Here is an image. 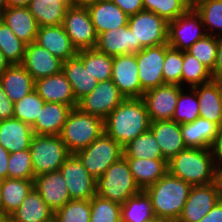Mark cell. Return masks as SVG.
Instances as JSON below:
<instances>
[{"label":"cell","instance_id":"cell-1","mask_svg":"<svg viewBox=\"0 0 222 222\" xmlns=\"http://www.w3.org/2000/svg\"><path fill=\"white\" fill-rule=\"evenodd\" d=\"M150 118L141 98H125L105 119L104 132L122 147L150 129Z\"/></svg>","mask_w":222,"mask_h":222},{"label":"cell","instance_id":"cell-2","mask_svg":"<svg viewBox=\"0 0 222 222\" xmlns=\"http://www.w3.org/2000/svg\"><path fill=\"white\" fill-rule=\"evenodd\" d=\"M191 185L168 172L144 191L151 199L156 217L176 222L188 198Z\"/></svg>","mask_w":222,"mask_h":222},{"label":"cell","instance_id":"cell-3","mask_svg":"<svg viewBox=\"0 0 222 222\" xmlns=\"http://www.w3.org/2000/svg\"><path fill=\"white\" fill-rule=\"evenodd\" d=\"M168 173L191 186L215 182L216 167L211 149L189 148L182 150L167 162Z\"/></svg>","mask_w":222,"mask_h":222},{"label":"cell","instance_id":"cell-4","mask_svg":"<svg viewBox=\"0 0 222 222\" xmlns=\"http://www.w3.org/2000/svg\"><path fill=\"white\" fill-rule=\"evenodd\" d=\"M104 132V120L95 115L73 108L63 125L60 138L67 150L75 152L88 147Z\"/></svg>","mask_w":222,"mask_h":222},{"label":"cell","instance_id":"cell-5","mask_svg":"<svg viewBox=\"0 0 222 222\" xmlns=\"http://www.w3.org/2000/svg\"><path fill=\"white\" fill-rule=\"evenodd\" d=\"M140 191L124 155L96 180V195L120 205Z\"/></svg>","mask_w":222,"mask_h":222},{"label":"cell","instance_id":"cell-6","mask_svg":"<svg viewBox=\"0 0 222 222\" xmlns=\"http://www.w3.org/2000/svg\"><path fill=\"white\" fill-rule=\"evenodd\" d=\"M29 151L35 177L59 170L71 155L59 135L34 134Z\"/></svg>","mask_w":222,"mask_h":222},{"label":"cell","instance_id":"cell-7","mask_svg":"<svg viewBox=\"0 0 222 222\" xmlns=\"http://www.w3.org/2000/svg\"><path fill=\"white\" fill-rule=\"evenodd\" d=\"M94 179L101 177L105 171L123 156V147L103 132L88 147L74 153Z\"/></svg>","mask_w":222,"mask_h":222},{"label":"cell","instance_id":"cell-8","mask_svg":"<svg viewBox=\"0 0 222 222\" xmlns=\"http://www.w3.org/2000/svg\"><path fill=\"white\" fill-rule=\"evenodd\" d=\"M128 27L135 37V53L145 47L167 44L168 22L157 14L142 10L129 16Z\"/></svg>","mask_w":222,"mask_h":222},{"label":"cell","instance_id":"cell-9","mask_svg":"<svg viewBox=\"0 0 222 222\" xmlns=\"http://www.w3.org/2000/svg\"><path fill=\"white\" fill-rule=\"evenodd\" d=\"M62 25L77 51L95 48L98 35L87 7L70 5Z\"/></svg>","mask_w":222,"mask_h":222},{"label":"cell","instance_id":"cell-10","mask_svg":"<svg viewBox=\"0 0 222 222\" xmlns=\"http://www.w3.org/2000/svg\"><path fill=\"white\" fill-rule=\"evenodd\" d=\"M206 35L207 32L196 10H188L174 21L168 22L167 44L174 49L186 51Z\"/></svg>","mask_w":222,"mask_h":222},{"label":"cell","instance_id":"cell-11","mask_svg":"<svg viewBox=\"0 0 222 222\" xmlns=\"http://www.w3.org/2000/svg\"><path fill=\"white\" fill-rule=\"evenodd\" d=\"M125 99L112 79L100 81L92 92L78 101L77 108L103 120Z\"/></svg>","mask_w":222,"mask_h":222},{"label":"cell","instance_id":"cell-12","mask_svg":"<svg viewBox=\"0 0 222 222\" xmlns=\"http://www.w3.org/2000/svg\"><path fill=\"white\" fill-rule=\"evenodd\" d=\"M71 200H90L96 195V179H94L80 160L71 154L60 167Z\"/></svg>","mask_w":222,"mask_h":222},{"label":"cell","instance_id":"cell-13","mask_svg":"<svg viewBox=\"0 0 222 222\" xmlns=\"http://www.w3.org/2000/svg\"><path fill=\"white\" fill-rule=\"evenodd\" d=\"M221 198L216 182L192 186L176 222H199Z\"/></svg>","mask_w":222,"mask_h":222},{"label":"cell","instance_id":"cell-14","mask_svg":"<svg viewBox=\"0 0 222 222\" xmlns=\"http://www.w3.org/2000/svg\"><path fill=\"white\" fill-rule=\"evenodd\" d=\"M135 55L142 89L146 92L165 85L162 72L165 60V44L145 47Z\"/></svg>","mask_w":222,"mask_h":222},{"label":"cell","instance_id":"cell-15","mask_svg":"<svg viewBox=\"0 0 222 222\" xmlns=\"http://www.w3.org/2000/svg\"><path fill=\"white\" fill-rule=\"evenodd\" d=\"M184 87L165 84L147 90L142 95L150 121L172 120L180 91Z\"/></svg>","mask_w":222,"mask_h":222},{"label":"cell","instance_id":"cell-16","mask_svg":"<svg viewBox=\"0 0 222 222\" xmlns=\"http://www.w3.org/2000/svg\"><path fill=\"white\" fill-rule=\"evenodd\" d=\"M137 66L135 54L113 57L111 79L125 98H141L145 92L140 84Z\"/></svg>","mask_w":222,"mask_h":222},{"label":"cell","instance_id":"cell-17","mask_svg":"<svg viewBox=\"0 0 222 222\" xmlns=\"http://www.w3.org/2000/svg\"><path fill=\"white\" fill-rule=\"evenodd\" d=\"M62 64V60L35 42L26 45L24 58L21 63L35 81L60 73L62 71Z\"/></svg>","mask_w":222,"mask_h":222},{"label":"cell","instance_id":"cell-18","mask_svg":"<svg viewBox=\"0 0 222 222\" xmlns=\"http://www.w3.org/2000/svg\"><path fill=\"white\" fill-rule=\"evenodd\" d=\"M34 188L54 212L71 200L60 170L35 177Z\"/></svg>","mask_w":222,"mask_h":222},{"label":"cell","instance_id":"cell-19","mask_svg":"<svg viewBox=\"0 0 222 222\" xmlns=\"http://www.w3.org/2000/svg\"><path fill=\"white\" fill-rule=\"evenodd\" d=\"M34 90L45 102L66 104L72 109L77 107L72 87L62 71L36 80Z\"/></svg>","mask_w":222,"mask_h":222},{"label":"cell","instance_id":"cell-20","mask_svg":"<svg viewBox=\"0 0 222 222\" xmlns=\"http://www.w3.org/2000/svg\"><path fill=\"white\" fill-rule=\"evenodd\" d=\"M150 130L160 147L163 159L167 162L187 148L183 141L181 124L173 120L152 121Z\"/></svg>","mask_w":222,"mask_h":222},{"label":"cell","instance_id":"cell-21","mask_svg":"<svg viewBox=\"0 0 222 222\" xmlns=\"http://www.w3.org/2000/svg\"><path fill=\"white\" fill-rule=\"evenodd\" d=\"M35 43L46 48L62 61L76 56L78 52L65 32L63 25L39 27Z\"/></svg>","mask_w":222,"mask_h":222},{"label":"cell","instance_id":"cell-22","mask_svg":"<svg viewBox=\"0 0 222 222\" xmlns=\"http://www.w3.org/2000/svg\"><path fill=\"white\" fill-rule=\"evenodd\" d=\"M97 35L128 25L129 16L114 2L98 0L87 6Z\"/></svg>","mask_w":222,"mask_h":222},{"label":"cell","instance_id":"cell-23","mask_svg":"<svg viewBox=\"0 0 222 222\" xmlns=\"http://www.w3.org/2000/svg\"><path fill=\"white\" fill-rule=\"evenodd\" d=\"M199 103V117L222 127L221 82L211 80L192 87Z\"/></svg>","mask_w":222,"mask_h":222},{"label":"cell","instance_id":"cell-24","mask_svg":"<svg viewBox=\"0 0 222 222\" xmlns=\"http://www.w3.org/2000/svg\"><path fill=\"white\" fill-rule=\"evenodd\" d=\"M33 136L32 127L17 118L0 121V144L10 154L28 150Z\"/></svg>","mask_w":222,"mask_h":222},{"label":"cell","instance_id":"cell-25","mask_svg":"<svg viewBox=\"0 0 222 222\" xmlns=\"http://www.w3.org/2000/svg\"><path fill=\"white\" fill-rule=\"evenodd\" d=\"M2 21L26 45L35 42L38 24L28 7H7L2 12Z\"/></svg>","mask_w":222,"mask_h":222},{"label":"cell","instance_id":"cell-26","mask_svg":"<svg viewBox=\"0 0 222 222\" xmlns=\"http://www.w3.org/2000/svg\"><path fill=\"white\" fill-rule=\"evenodd\" d=\"M95 49L109 56L135 54V37L127 26L100 33Z\"/></svg>","mask_w":222,"mask_h":222},{"label":"cell","instance_id":"cell-27","mask_svg":"<svg viewBox=\"0 0 222 222\" xmlns=\"http://www.w3.org/2000/svg\"><path fill=\"white\" fill-rule=\"evenodd\" d=\"M8 222H54V211L33 188L21 205L8 217Z\"/></svg>","mask_w":222,"mask_h":222},{"label":"cell","instance_id":"cell-28","mask_svg":"<svg viewBox=\"0 0 222 222\" xmlns=\"http://www.w3.org/2000/svg\"><path fill=\"white\" fill-rule=\"evenodd\" d=\"M72 108L66 104L45 102L40 113L31 126L37 135H60Z\"/></svg>","mask_w":222,"mask_h":222},{"label":"cell","instance_id":"cell-29","mask_svg":"<svg viewBox=\"0 0 222 222\" xmlns=\"http://www.w3.org/2000/svg\"><path fill=\"white\" fill-rule=\"evenodd\" d=\"M62 72L69 81L77 102L90 94L99 82L88 68L84 67L83 61L77 55L63 61Z\"/></svg>","mask_w":222,"mask_h":222},{"label":"cell","instance_id":"cell-30","mask_svg":"<svg viewBox=\"0 0 222 222\" xmlns=\"http://www.w3.org/2000/svg\"><path fill=\"white\" fill-rule=\"evenodd\" d=\"M0 80L5 94L16 103L32 92L35 80L21 64L10 65L1 75Z\"/></svg>","mask_w":222,"mask_h":222},{"label":"cell","instance_id":"cell-31","mask_svg":"<svg viewBox=\"0 0 222 222\" xmlns=\"http://www.w3.org/2000/svg\"><path fill=\"white\" fill-rule=\"evenodd\" d=\"M126 159L134 181L140 190H145L153 185L168 172L167 161L165 159Z\"/></svg>","mask_w":222,"mask_h":222},{"label":"cell","instance_id":"cell-32","mask_svg":"<svg viewBox=\"0 0 222 222\" xmlns=\"http://www.w3.org/2000/svg\"><path fill=\"white\" fill-rule=\"evenodd\" d=\"M218 129L217 124L201 117L191 123L181 124L183 141L189 148L210 149Z\"/></svg>","mask_w":222,"mask_h":222},{"label":"cell","instance_id":"cell-33","mask_svg":"<svg viewBox=\"0 0 222 222\" xmlns=\"http://www.w3.org/2000/svg\"><path fill=\"white\" fill-rule=\"evenodd\" d=\"M34 188V180L6 178L1 180L3 222L21 205Z\"/></svg>","mask_w":222,"mask_h":222},{"label":"cell","instance_id":"cell-34","mask_svg":"<svg viewBox=\"0 0 222 222\" xmlns=\"http://www.w3.org/2000/svg\"><path fill=\"white\" fill-rule=\"evenodd\" d=\"M70 0H31L28 8L39 27L62 25Z\"/></svg>","mask_w":222,"mask_h":222},{"label":"cell","instance_id":"cell-35","mask_svg":"<svg viewBox=\"0 0 222 222\" xmlns=\"http://www.w3.org/2000/svg\"><path fill=\"white\" fill-rule=\"evenodd\" d=\"M121 222H145L155 217L150 197L144 190L121 204Z\"/></svg>","mask_w":222,"mask_h":222},{"label":"cell","instance_id":"cell-36","mask_svg":"<svg viewBox=\"0 0 222 222\" xmlns=\"http://www.w3.org/2000/svg\"><path fill=\"white\" fill-rule=\"evenodd\" d=\"M83 61L84 67L100 82L110 80L112 77L113 57L99 52L95 48L84 49L77 52Z\"/></svg>","mask_w":222,"mask_h":222},{"label":"cell","instance_id":"cell-37","mask_svg":"<svg viewBox=\"0 0 222 222\" xmlns=\"http://www.w3.org/2000/svg\"><path fill=\"white\" fill-rule=\"evenodd\" d=\"M126 158L163 159L160 147L149 129L123 147Z\"/></svg>","mask_w":222,"mask_h":222},{"label":"cell","instance_id":"cell-38","mask_svg":"<svg viewBox=\"0 0 222 222\" xmlns=\"http://www.w3.org/2000/svg\"><path fill=\"white\" fill-rule=\"evenodd\" d=\"M186 88H183L179 93L172 118L178 124L191 123L199 117V103L196 91L190 87Z\"/></svg>","mask_w":222,"mask_h":222},{"label":"cell","instance_id":"cell-39","mask_svg":"<svg viewBox=\"0 0 222 222\" xmlns=\"http://www.w3.org/2000/svg\"><path fill=\"white\" fill-rule=\"evenodd\" d=\"M211 80H213L211 71L194 56L183 51L182 87L186 84L192 88Z\"/></svg>","mask_w":222,"mask_h":222},{"label":"cell","instance_id":"cell-40","mask_svg":"<svg viewBox=\"0 0 222 222\" xmlns=\"http://www.w3.org/2000/svg\"><path fill=\"white\" fill-rule=\"evenodd\" d=\"M25 49L26 44L2 21L0 23V50L10 65L22 63Z\"/></svg>","mask_w":222,"mask_h":222},{"label":"cell","instance_id":"cell-41","mask_svg":"<svg viewBox=\"0 0 222 222\" xmlns=\"http://www.w3.org/2000/svg\"><path fill=\"white\" fill-rule=\"evenodd\" d=\"M196 11L208 35H222V0H207Z\"/></svg>","mask_w":222,"mask_h":222},{"label":"cell","instance_id":"cell-42","mask_svg":"<svg viewBox=\"0 0 222 222\" xmlns=\"http://www.w3.org/2000/svg\"><path fill=\"white\" fill-rule=\"evenodd\" d=\"M90 222H121V205L94 195L90 199Z\"/></svg>","mask_w":222,"mask_h":222},{"label":"cell","instance_id":"cell-43","mask_svg":"<svg viewBox=\"0 0 222 222\" xmlns=\"http://www.w3.org/2000/svg\"><path fill=\"white\" fill-rule=\"evenodd\" d=\"M90 200H69L54 212V222H90Z\"/></svg>","mask_w":222,"mask_h":222},{"label":"cell","instance_id":"cell-44","mask_svg":"<svg viewBox=\"0 0 222 222\" xmlns=\"http://www.w3.org/2000/svg\"><path fill=\"white\" fill-rule=\"evenodd\" d=\"M44 103L45 101L33 90L20 101L14 103L13 117L32 126Z\"/></svg>","mask_w":222,"mask_h":222},{"label":"cell","instance_id":"cell-45","mask_svg":"<svg viewBox=\"0 0 222 222\" xmlns=\"http://www.w3.org/2000/svg\"><path fill=\"white\" fill-rule=\"evenodd\" d=\"M217 48V37L207 34L191 45L186 52L194 56L212 72L216 64Z\"/></svg>","mask_w":222,"mask_h":222},{"label":"cell","instance_id":"cell-46","mask_svg":"<svg viewBox=\"0 0 222 222\" xmlns=\"http://www.w3.org/2000/svg\"><path fill=\"white\" fill-rule=\"evenodd\" d=\"M143 7L167 22L174 21L188 11L183 0H143Z\"/></svg>","mask_w":222,"mask_h":222},{"label":"cell","instance_id":"cell-47","mask_svg":"<svg viewBox=\"0 0 222 222\" xmlns=\"http://www.w3.org/2000/svg\"><path fill=\"white\" fill-rule=\"evenodd\" d=\"M183 51L165 44L163 79L165 84H177L182 87Z\"/></svg>","mask_w":222,"mask_h":222},{"label":"cell","instance_id":"cell-48","mask_svg":"<svg viewBox=\"0 0 222 222\" xmlns=\"http://www.w3.org/2000/svg\"><path fill=\"white\" fill-rule=\"evenodd\" d=\"M7 178L34 180V172L29 149L9 155Z\"/></svg>","mask_w":222,"mask_h":222},{"label":"cell","instance_id":"cell-49","mask_svg":"<svg viewBox=\"0 0 222 222\" xmlns=\"http://www.w3.org/2000/svg\"><path fill=\"white\" fill-rule=\"evenodd\" d=\"M14 103L9 99L3 90L0 80V121L13 118Z\"/></svg>","mask_w":222,"mask_h":222},{"label":"cell","instance_id":"cell-50","mask_svg":"<svg viewBox=\"0 0 222 222\" xmlns=\"http://www.w3.org/2000/svg\"><path fill=\"white\" fill-rule=\"evenodd\" d=\"M128 16L144 10L143 0H111Z\"/></svg>","mask_w":222,"mask_h":222},{"label":"cell","instance_id":"cell-51","mask_svg":"<svg viewBox=\"0 0 222 222\" xmlns=\"http://www.w3.org/2000/svg\"><path fill=\"white\" fill-rule=\"evenodd\" d=\"M217 45L216 64L211 73L213 80L222 82V35L217 36Z\"/></svg>","mask_w":222,"mask_h":222},{"label":"cell","instance_id":"cell-52","mask_svg":"<svg viewBox=\"0 0 222 222\" xmlns=\"http://www.w3.org/2000/svg\"><path fill=\"white\" fill-rule=\"evenodd\" d=\"M210 149L214 164H222V127H219L218 133Z\"/></svg>","mask_w":222,"mask_h":222},{"label":"cell","instance_id":"cell-53","mask_svg":"<svg viewBox=\"0 0 222 222\" xmlns=\"http://www.w3.org/2000/svg\"><path fill=\"white\" fill-rule=\"evenodd\" d=\"M199 222H222V198Z\"/></svg>","mask_w":222,"mask_h":222},{"label":"cell","instance_id":"cell-54","mask_svg":"<svg viewBox=\"0 0 222 222\" xmlns=\"http://www.w3.org/2000/svg\"><path fill=\"white\" fill-rule=\"evenodd\" d=\"M10 153L0 144V181L7 178V164Z\"/></svg>","mask_w":222,"mask_h":222},{"label":"cell","instance_id":"cell-55","mask_svg":"<svg viewBox=\"0 0 222 222\" xmlns=\"http://www.w3.org/2000/svg\"><path fill=\"white\" fill-rule=\"evenodd\" d=\"M215 182L222 197V164H215Z\"/></svg>","mask_w":222,"mask_h":222},{"label":"cell","instance_id":"cell-56","mask_svg":"<svg viewBox=\"0 0 222 222\" xmlns=\"http://www.w3.org/2000/svg\"><path fill=\"white\" fill-rule=\"evenodd\" d=\"M207 0H183L184 4L188 8V10H196Z\"/></svg>","mask_w":222,"mask_h":222},{"label":"cell","instance_id":"cell-57","mask_svg":"<svg viewBox=\"0 0 222 222\" xmlns=\"http://www.w3.org/2000/svg\"><path fill=\"white\" fill-rule=\"evenodd\" d=\"M7 7H28L31 0H6Z\"/></svg>","mask_w":222,"mask_h":222},{"label":"cell","instance_id":"cell-58","mask_svg":"<svg viewBox=\"0 0 222 222\" xmlns=\"http://www.w3.org/2000/svg\"><path fill=\"white\" fill-rule=\"evenodd\" d=\"M98 0H70L71 6L87 7L90 4L97 2Z\"/></svg>","mask_w":222,"mask_h":222},{"label":"cell","instance_id":"cell-59","mask_svg":"<svg viewBox=\"0 0 222 222\" xmlns=\"http://www.w3.org/2000/svg\"><path fill=\"white\" fill-rule=\"evenodd\" d=\"M10 66V63L6 60L4 54L0 50V75Z\"/></svg>","mask_w":222,"mask_h":222},{"label":"cell","instance_id":"cell-60","mask_svg":"<svg viewBox=\"0 0 222 222\" xmlns=\"http://www.w3.org/2000/svg\"><path fill=\"white\" fill-rule=\"evenodd\" d=\"M0 222H3V205L1 197V181H0Z\"/></svg>","mask_w":222,"mask_h":222},{"label":"cell","instance_id":"cell-61","mask_svg":"<svg viewBox=\"0 0 222 222\" xmlns=\"http://www.w3.org/2000/svg\"><path fill=\"white\" fill-rule=\"evenodd\" d=\"M7 8V1L6 0H0V15H2V12Z\"/></svg>","mask_w":222,"mask_h":222},{"label":"cell","instance_id":"cell-62","mask_svg":"<svg viewBox=\"0 0 222 222\" xmlns=\"http://www.w3.org/2000/svg\"><path fill=\"white\" fill-rule=\"evenodd\" d=\"M145 222H165V221L155 216L154 218L146 220Z\"/></svg>","mask_w":222,"mask_h":222},{"label":"cell","instance_id":"cell-63","mask_svg":"<svg viewBox=\"0 0 222 222\" xmlns=\"http://www.w3.org/2000/svg\"><path fill=\"white\" fill-rule=\"evenodd\" d=\"M221 103H222V82H221Z\"/></svg>","mask_w":222,"mask_h":222}]
</instances>
